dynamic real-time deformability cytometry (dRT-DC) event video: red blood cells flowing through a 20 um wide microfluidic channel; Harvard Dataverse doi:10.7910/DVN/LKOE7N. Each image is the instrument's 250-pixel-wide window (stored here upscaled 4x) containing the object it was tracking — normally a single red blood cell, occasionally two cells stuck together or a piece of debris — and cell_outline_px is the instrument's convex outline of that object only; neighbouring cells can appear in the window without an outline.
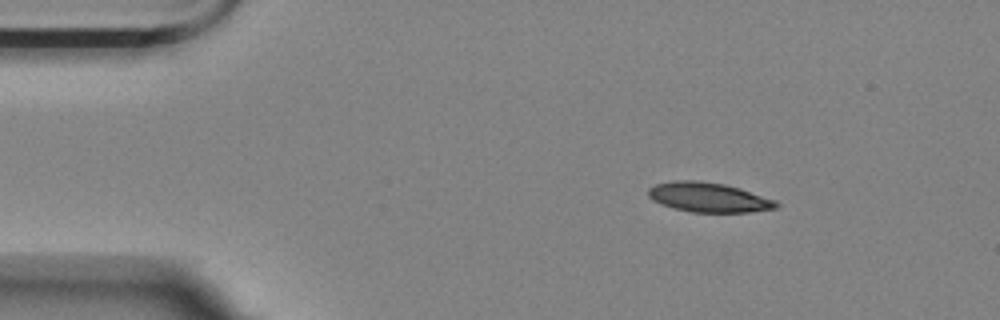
{"species": "Egyptian fruit bat (a non-hibernating species)", "species_latin": "Rousettus aegyptiacus", "temperature_condition": "room temperature", "stored_images_in_passage": 10, "camera_frame_rate_fps": 3000, "um_per_image_px": 0.085, "animal": {"sex": "female"}, "frame": {"image": 1, "passage_image": 1, "time_ms": 0.0, "image_size_px": [1000, 320], "cell_outline_px": [[780, 204], [776, 208], [748, 212], [692, 212], [660, 204], [652, 200], [648, 196], [648, 188], [656, 184], [672, 180], [700, 180], [724, 184], [740, 188], [776, 200]], "centroid_in_image_um": [60.22, 16.76], "position_along_channel_um": 24.8, "area_um2": 22.14}}